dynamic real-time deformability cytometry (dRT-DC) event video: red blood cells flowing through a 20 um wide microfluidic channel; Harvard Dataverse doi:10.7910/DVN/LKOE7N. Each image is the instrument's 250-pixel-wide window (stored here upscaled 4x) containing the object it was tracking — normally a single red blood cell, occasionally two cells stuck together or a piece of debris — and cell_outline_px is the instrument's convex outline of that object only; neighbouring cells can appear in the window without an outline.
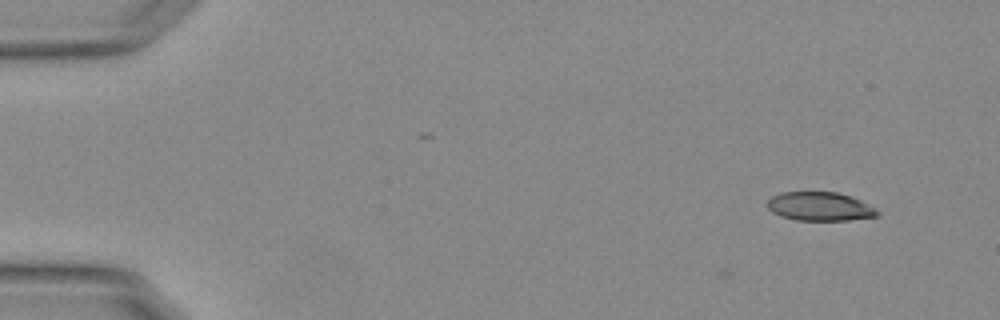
{"species": "Egyptian fruit bat (a non-hibernating species)", "species_latin": "Rousettus aegyptiacus", "temperature_condition": "warm", "stored_images_in_passage": 3, "camera_frame_rate_fps": 3000, "um_per_image_px": 0.085, "animal": {"sex": "female"}, "frame": {"image": 1, "passage_image": 3, "time_ms": 0.667, "image_size_px": [1000, 320], "cell_outline_px": [[880, 216], [848, 220], [796, 220], [780, 216], [772, 212], [768, 208], [768, 200], [772, 196], [780, 192], [836, 192], [852, 196], [860, 200], [880, 212]], "centroid_in_image_um": [69.69, 17.55], "position_along_channel_um": 15.3, "area_um2": 18.44}}